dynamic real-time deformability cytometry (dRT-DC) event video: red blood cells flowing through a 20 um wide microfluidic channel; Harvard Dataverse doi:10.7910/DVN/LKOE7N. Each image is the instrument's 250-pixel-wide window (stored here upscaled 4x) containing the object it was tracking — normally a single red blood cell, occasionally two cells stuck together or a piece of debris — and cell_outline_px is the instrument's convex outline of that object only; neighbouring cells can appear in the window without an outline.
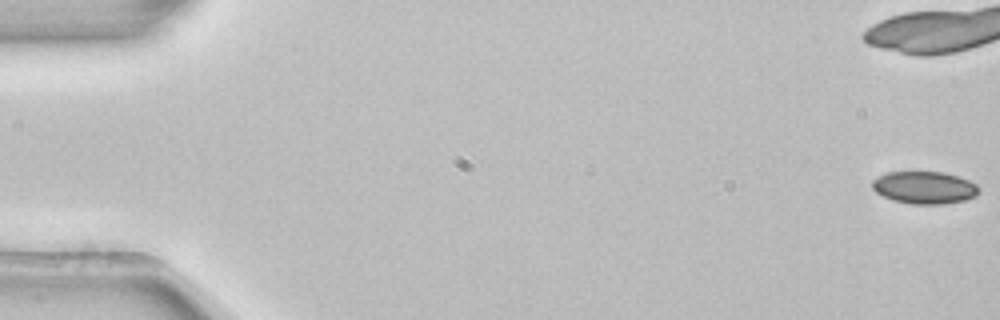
{"species": "common noctule bat (a hibernating species)", "species_latin": "Nyctalus noctula", "temperature_condition": "room temperature", "stored_images_in_passage": 17, "camera_frame_rate_fps": 3000, "um_per_image_px": 0.085, "animal": {"sex": "female", "body_mass_g": 22.7, "forearm_length_mm": 54.2}, "frame": {"image": 1, "passage_image": 1, "time_ms": 0.0, "image_size_px": [1000, 320], "cell_outline_px": [[980, 192], [976, 196], [964, 200], [944, 204], [912, 204], [892, 200], [876, 192], [872, 188], [872, 180], [888, 172], [944, 172], [968, 180], [976, 184], [980, 188]], "centroid_in_image_um": [78.6, 15.95], "position_along_channel_um": 6.4, "area_um2": 20.11}}